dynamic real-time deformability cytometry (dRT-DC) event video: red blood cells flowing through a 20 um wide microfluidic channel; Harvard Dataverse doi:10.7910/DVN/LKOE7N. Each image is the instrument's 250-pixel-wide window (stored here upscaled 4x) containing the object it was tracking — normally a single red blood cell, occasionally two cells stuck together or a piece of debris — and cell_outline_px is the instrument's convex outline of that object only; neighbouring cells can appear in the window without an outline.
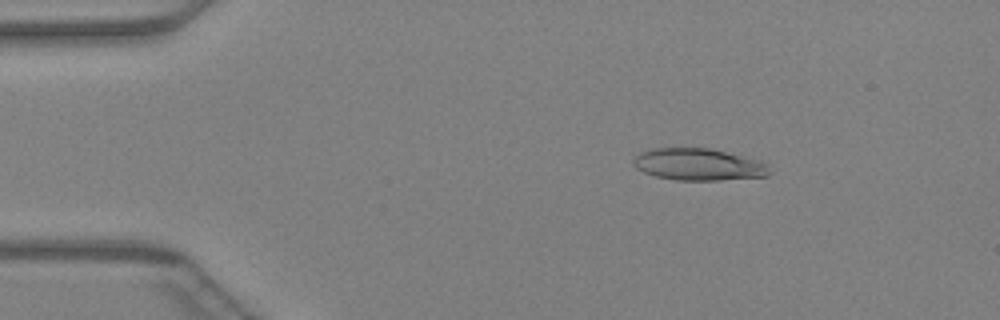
{"species": "Egyptian fruit bat (a non-hibernating species)", "species_latin": "Rousettus aegyptiacus", "temperature_condition": "warm", "stored_images_in_passage": 44, "camera_frame_rate_fps": 3000, "um_per_image_px": 0.085, "animal": {"sex": "female"}, "frame": {"image": 1, "passage_image": 5, "time_ms": 1.333, "image_size_px": [1000, 320], "cell_outline_px": [[768, 176], [720, 180], [676, 180], [656, 176], [644, 172], [636, 168], [632, 164], [632, 160], [640, 152], [648, 148], [708, 148], [760, 160], [768, 164]], "centroid_in_image_um": [59.34, 13.97], "position_along_channel_um": 25.7, "area_um2": 25.32}}
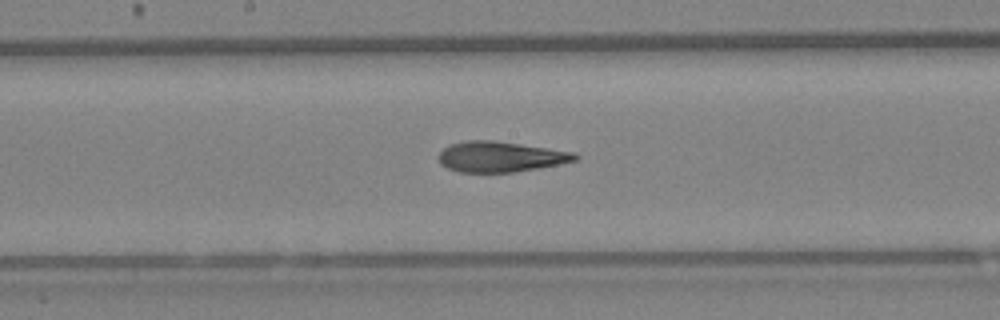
{"frame": {"image": 2, "passage_image": 22, "time_ms": 7.0, "image_size_px": [1000, 320], "cell_outline_px": [[580, 156], [576, 160], [536, 168], [512, 172], [460, 172], [448, 168], [440, 164], [440, 152], [444, 148], [452, 144], [468, 140], [492, 140], [548, 148], [572, 152]], "centroid_in_image_um": [42.51, 13.32], "position_along_channel_um": 205.7, "area_um2": 23.76}}
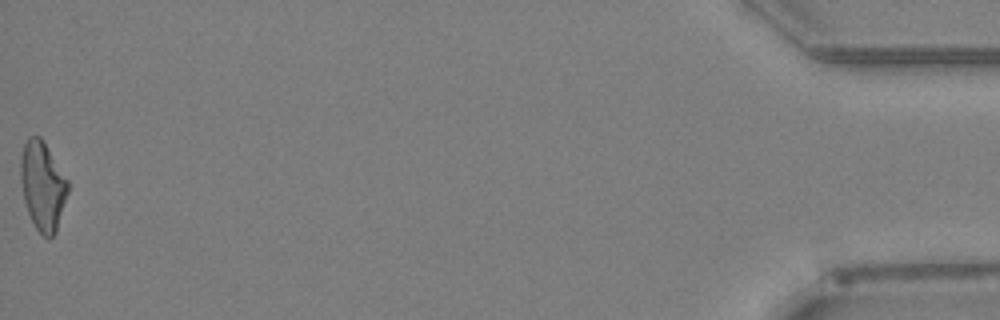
{"frame": {"image": 3, "passage_image": 44, "time_ms": 14.333, "image_size_px": [1000, 320], "cell_outline_px": [[68, 192], [56, 232], [48, 240], [36, 228], [28, 212], [24, 200], [20, 176], [20, 156], [24, 144], [28, 136], [40, 136], [68, 180]], "centroid_in_image_um": [3.61, 15.79], "position_along_channel_um": 431.6, "area_um2": 24.28}}